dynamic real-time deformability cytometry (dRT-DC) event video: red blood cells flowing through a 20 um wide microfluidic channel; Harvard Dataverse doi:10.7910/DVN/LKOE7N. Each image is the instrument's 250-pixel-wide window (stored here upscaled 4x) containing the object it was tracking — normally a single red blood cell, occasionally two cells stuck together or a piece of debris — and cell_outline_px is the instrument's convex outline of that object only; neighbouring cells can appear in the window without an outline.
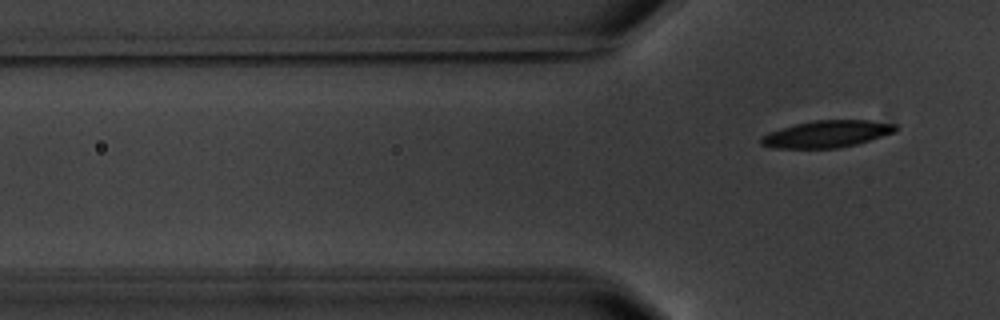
{"species": "common noctule bat (a hibernating species)", "species_latin": "Nyctalus noctula", "temperature_condition": "warm", "stored_images_in_passage": 6, "segment_of_instrument_passage": [2, 2], "camera_frame_rate_fps": 3000, "um_per_image_px": 0.085, "animal": {"sex": "male", "body_mass_g": 20.1, "forearm_length_mm": 53.5}, "frame": {"image": 1, "passage_image": 6, "time_ms": 6.0, "image_size_px": [1000, 320], "cell_outline_px": [[900, 128], [896, 132], [856, 144], [836, 148], [772, 148], [760, 144], [760, 136], [768, 132], [780, 128], [796, 124], [816, 120], [868, 120], [896, 124]], "centroid_in_image_um": [70.27, 11.39], "position_along_channel_um": 55.5, "area_um2": 21.21}}